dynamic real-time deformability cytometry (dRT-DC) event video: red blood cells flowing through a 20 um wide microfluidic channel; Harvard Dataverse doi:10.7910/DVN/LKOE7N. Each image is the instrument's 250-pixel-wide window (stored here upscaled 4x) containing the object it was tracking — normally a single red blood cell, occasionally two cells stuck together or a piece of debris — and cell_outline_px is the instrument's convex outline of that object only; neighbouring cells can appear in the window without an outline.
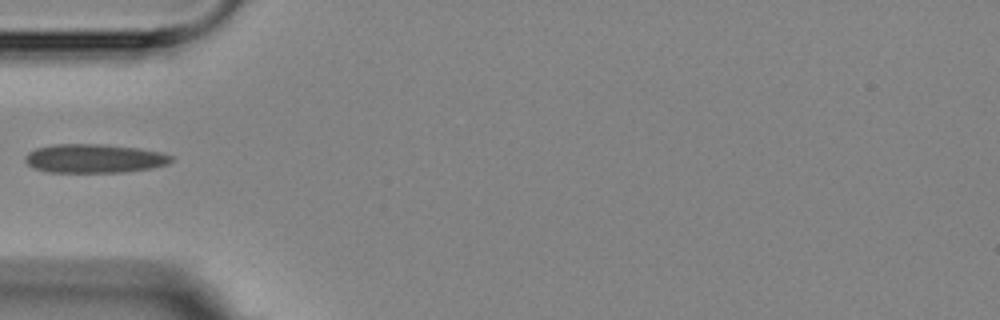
{"species": "Egyptian fruit bat (a non-hibernating species)", "species_latin": "Rousettus aegyptiacus", "temperature_condition": "room temperature", "stored_images_in_passage": 3, "camera_frame_rate_fps": 3000, "um_per_image_px": 0.085, "animal": {"sex": "female"}, "frame": {"image": 1, "passage_image": 3, "time_ms": 2.333, "image_size_px": [1000, 320], "cell_outline_px": [[172, 160], [168, 164], [148, 168], [124, 172], [48, 172], [32, 168], [24, 160], [24, 156], [28, 152], [36, 148], [52, 144], [104, 144], [136, 148], [160, 152], [172, 156]], "centroid_in_image_um": [7.95, 13.47], "position_along_channel_um": 77.1, "area_um2": 24.51}}